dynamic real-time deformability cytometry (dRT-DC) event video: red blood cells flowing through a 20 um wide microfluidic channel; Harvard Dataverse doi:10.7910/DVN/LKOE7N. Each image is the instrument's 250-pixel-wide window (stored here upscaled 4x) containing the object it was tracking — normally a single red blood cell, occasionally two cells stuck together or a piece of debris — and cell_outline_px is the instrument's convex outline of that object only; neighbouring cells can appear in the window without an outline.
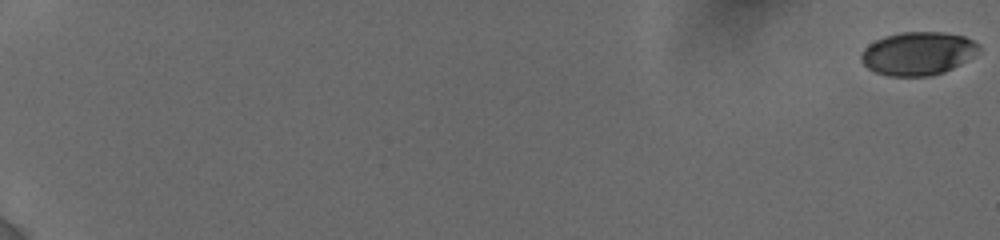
{"species": "human", "species_latin": "Homo sapiens", "temperature_condition": "cold", "stored_images_in_passage": 17, "segment_of_instrument_passage": [1, 2], "camera_frame_rate_fps": 3000, "um_per_image_px": 0.085, "donor": {"sex": "female"}, "frame": {"image": 1, "passage_image": 1, "time_ms": 0.0, "image_size_px": [1000, 240], "cell_outline_px": [[980, 48], [976, 52], [960, 64], [944, 72], [932, 76], [888, 76], [876, 72], [868, 68], [860, 60], [860, 56], [864, 48], [868, 44], [884, 36], [900, 32], [944, 32], [964, 36], [980, 44]], "centroid_in_image_um": [77.99, 4.54], "position_along_channel_um": 7.0, "area_um2": 29.65}}